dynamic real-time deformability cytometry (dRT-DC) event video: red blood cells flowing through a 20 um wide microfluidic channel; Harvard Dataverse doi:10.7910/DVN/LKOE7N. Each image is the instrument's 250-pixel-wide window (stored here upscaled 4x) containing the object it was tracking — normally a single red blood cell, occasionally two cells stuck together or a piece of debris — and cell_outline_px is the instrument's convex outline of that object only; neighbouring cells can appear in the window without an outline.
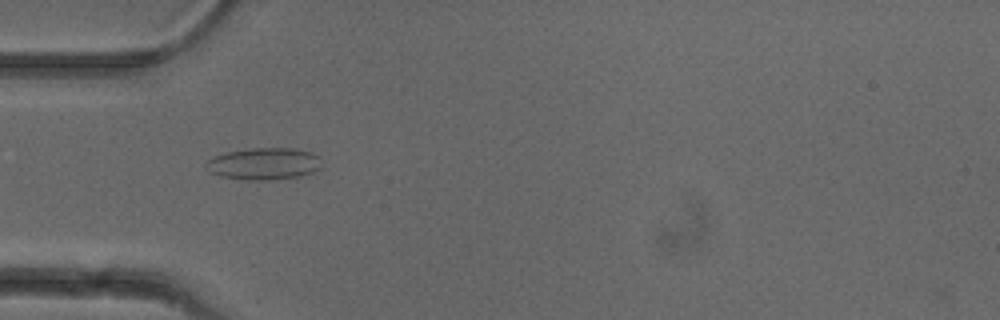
{"species": "common noctule bat (a hibernating species)", "species_latin": "Nyctalus noctula", "temperature_condition": "cold", "stored_images_in_passage": 41, "camera_frame_rate_fps": 3000, "um_per_image_px": 0.085, "animal": {"sex": "female"}, "frame": {"image": 1, "passage_image": 6, "time_ms": 1.667, "image_size_px": [1000, 320], "cell_outline_px": [[320, 168], [312, 172], [300, 176], [268, 180], [248, 180], [220, 176], [208, 172], [204, 168], [204, 164], [208, 160], [216, 156], [228, 152], [252, 148], [296, 148], [312, 152], [320, 156]], "centroid_in_image_um": [22.43, 13.92], "position_along_channel_um": 62.6, "area_um2": 21.62}}
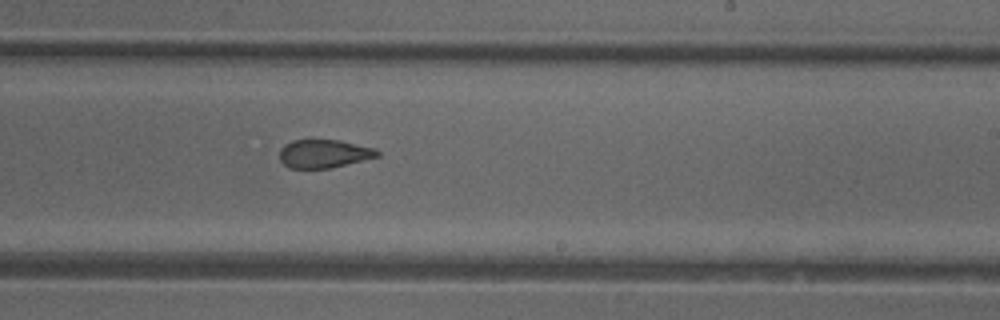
{"frame": {"image": 2, "passage_image": 21, "time_ms": 6.667, "image_size_px": [1000, 320], "cell_outline_px": [[380, 156], [332, 168], [288, 168], [280, 160], [280, 148], [284, 144], [292, 140], [340, 140], [376, 148], [380, 152]], "centroid_in_image_um": [27.55, 13.06], "position_along_channel_um": 261.4, "area_um2": 16.3}}
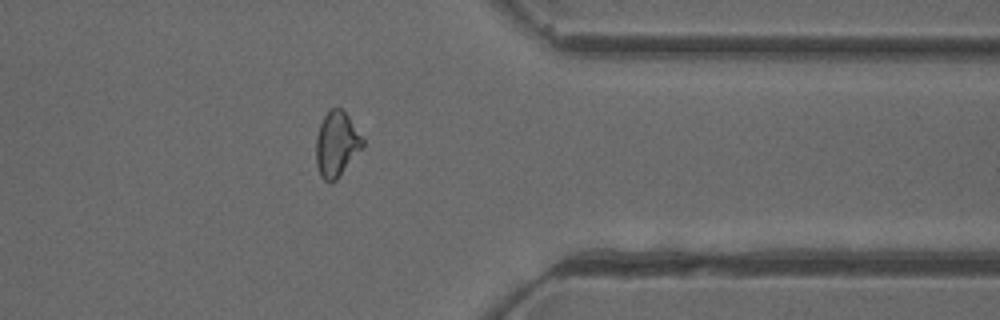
{"frame": {"image": 3, "passage_image": 31, "time_ms": 10.0, "image_size_px": [1000, 320], "cell_outline_px": [[364, 148], [336, 180], [332, 184], [324, 180], [320, 176], [316, 164], [316, 136], [320, 124], [324, 116], [332, 108], [340, 108], [348, 116], [364, 140]], "centroid_in_image_um": [28.61, 12.3], "position_along_channel_um": 382.8, "area_um2": 17.8}, "authors_computed_cell_mechanics": {"area_um2": 17.918, "velocity_mm_per_s": 3.9892, "shape_relaxation_time_tau1_ms": null, "shape_relaxation_time_tau2_ms": 1.5415, "deformation_change_tau1": null, "deformation_change_tau2": 0.0922}}